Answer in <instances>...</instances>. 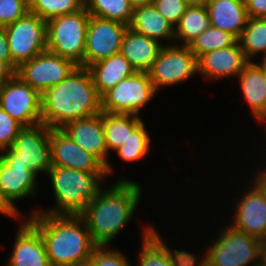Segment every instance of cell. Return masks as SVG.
I'll use <instances>...</instances> for the list:
<instances>
[{"mask_svg":"<svg viewBox=\"0 0 266 266\" xmlns=\"http://www.w3.org/2000/svg\"><path fill=\"white\" fill-rule=\"evenodd\" d=\"M259 263L266 266V238L260 241Z\"/></svg>","mask_w":266,"mask_h":266,"instance_id":"obj_42","label":"cell"},{"mask_svg":"<svg viewBox=\"0 0 266 266\" xmlns=\"http://www.w3.org/2000/svg\"><path fill=\"white\" fill-rule=\"evenodd\" d=\"M210 26L209 14L206 6H188L175 27V40L181 46H189L203 31Z\"/></svg>","mask_w":266,"mask_h":266,"instance_id":"obj_27","label":"cell"},{"mask_svg":"<svg viewBox=\"0 0 266 266\" xmlns=\"http://www.w3.org/2000/svg\"><path fill=\"white\" fill-rule=\"evenodd\" d=\"M188 6H207L209 0H186Z\"/></svg>","mask_w":266,"mask_h":266,"instance_id":"obj_44","label":"cell"},{"mask_svg":"<svg viewBox=\"0 0 266 266\" xmlns=\"http://www.w3.org/2000/svg\"><path fill=\"white\" fill-rule=\"evenodd\" d=\"M250 18H266V0H244Z\"/></svg>","mask_w":266,"mask_h":266,"instance_id":"obj_37","label":"cell"},{"mask_svg":"<svg viewBox=\"0 0 266 266\" xmlns=\"http://www.w3.org/2000/svg\"><path fill=\"white\" fill-rule=\"evenodd\" d=\"M15 71L5 62L0 61V82H5L9 80Z\"/></svg>","mask_w":266,"mask_h":266,"instance_id":"obj_41","label":"cell"},{"mask_svg":"<svg viewBox=\"0 0 266 266\" xmlns=\"http://www.w3.org/2000/svg\"><path fill=\"white\" fill-rule=\"evenodd\" d=\"M265 82H266V63H265ZM266 87V86H265ZM257 121L259 122H264L266 121V98L264 101V109L263 112L256 118Z\"/></svg>","mask_w":266,"mask_h":266,"instance_id":"obj_45","label":"cell"},{"mask_svg":"<svg viewBox=\"0 0 266 266\" xmlns=\"http://www.w3.org/2000/svg\"><path fill=\"white\" fill-rule=\"evenodd\" d=\"M248 63L239 42L202 55L198 60V73L209 80L237 77Z\"/></svg>","mask_w":266,"mask_h":266,"instance_id":"obj_20","label":"cell"},{"mask_svg":"<svg viewBox=\"0 0 266 266\" xmlns=\"http://www.w3.org/2000/svg\"><path fill=\"white\" fill-rule=\"evenodd\" d=\"M143 230L138 266H194V253L170 249L153 225Z\"/></svg>","mask_w":266,"mask_h":266,"instance_id":"obj_18","label":"cell"},{"mask_svg":"<svg viewBox=\"0 0 266 266\" xmlns=\"http://www.w3.org/2000/svg\"><path fill=\"white\" fill-rule=\"evenodd\" d=\"M23 126L0 107V152L11 148Z\"/></svg>","mask_w":266,"mask_h":266,"instance_id":"obj_36","label":"cell"},{"mask_svg":"<svg viewBox=\"0 0 266 266\" xmlns=\"http://www.w3.org/2000/svg\"><path fill=\"white\" fill-rule=\"evenodd\" d=\"M147 73L158 92L159 88L182 83L197 74V58L189 46L165 45Z\"/></svg>","mask_w":266,"mask_h":266,"instance_id":"obj_8","label":"cell"},{"mask_svg":"<svg viewBox=\"0 0 266 266\" xmlns=\"http://www.w3.org/2000/svg\"><path fill=\"white\" fill-rule=\"evenodd\" d=\"M241 49L248 62H253V57L262 53L261 61L266 60V18H250L242 34L238 38Z\"/></svg>","mask_w":266,"mask_h":266,"instance_id":"obj_28","label":"cell"},{"mask_svg":"<svg viewBox=\"0 0 266 266\" xmlns=\"http://www.w3.org/2000/svg\"><path fill=\"white\" fill-rule=\"evenodd\" d=\"M84 6V0H29V12L46 21L56 16L77 12Z\"/></svg>","mask_w":266,"mask_h":266,"instance_id":"obj_31","label":"cell"},{"mask_svg":"<svg viewBox=\"0 0 266 266\" xmlns=\"http://www.w3.org/2000/svg\"><path fill=\"white\" fill-rule=\"evenodd\" d=\"M25 219L16 232L7 266H50L40 232Z\"/></svg>","mask_w":266,"mask_h":266,"instance_id":"obj_19","label":"cell"},{"mask_svg":"<svg viewBox=\"0 0 266 266\" xmlns=\"http://www.w3.org/2000/svg\"><path fill=\"white\" fill-rule=\"evenodd\" d=\"M0 213L9 216V217H14L16 218H21V214L18 213L16 210H14L3 198V196L0 193Z\"/></svg>","mask_w":266,"mask_h":266,"instance_id":"obj_39","label":"cell"},{"mask_svg":"<svg viewBox=\"0 0 266 266\" xmlns=\"http://www.w3.org/2000/svg\"><path fill=\"white\" fill-rule=\"evenodd\" d=\"M77 67L71 60L45 51L22 63L15 74L42 95L64 80Z\"/></svg>","mask_w":266,"mask_h":266,"instance_id":"obj_11","label":"cell"},{"mask_svg":"<svg viewBox=\"0 0 266 266\" xmlns=\"http://www.w3.org/2000/svg\"><path fill=\"white\" fill-rule=\"evenodd\" d=\"M29 12V0H0V26L16 22Z\"/></svg>","mask_w":266,"mask_h":266,"instance_id":"obj_33","label":"cell"},{"mask_svg":"<svg viewBox=\"0 0 266 266\" xmlns=\"http://www.w3.org/2000/svg\"><path fill=\"white\" fill-rule=\"evenodd\" d=\"M4 30L15 72L22 63L47 50V21L34 13L28 12Z\"/></svg>","mask_w":266,"mask_h":266,"instance_id":"obj_7","label":"cell"},{"mask_svg":"<svg viewBox=\"0 0 266 266\" xmlns=\"http://www.w3.org/2000/svg\"><path fill=\"white\" fill-rule=\"evenodd\" d=\"M0 61L7 63L12 68V60L4 27L0 26Z\"/></svg>","mask_w":266,"mask_h":266,"instance_id":"obj_38","label":"cell"},{"mask_svg":"<svg viewBox=\"0 0 266 266\" xmlns=\"http://www.w3.org/2000/svg\"><path fill=\"white\" fill-rule=\"evenodd\" d=\"M217 239L205 248L201 261L195 255L194 266H251L259 264L260 240L231 225L221 229ZM249 264V266H250Z\"/></svg>","mask_w":266,"mask_h":266,"instance_id":"obj_5","label":"cell"},{"mask_svg":"<svg viewBox=\"0 0 266 266\" xmlns=\"http://www.w3.org/2000/svg\"><path fill=\"white\" fill-rule=\"evenodd\" d=\"M158 12L176 27L188 7L186 0H153Z\"/></svg>","mask_w":266,"mask_h":266,"instance_id":"obj_35","label":"cell"},{"mask_svg":"<svg viewBox=\"0 0 266 266\" xmlns=\"http://www.w3.org/2000/svg\"><path fill=\"white\" fill-rule=\"evenodd\" d=\"M90 14L85 6L77 12L47 21V51L84 67L85 40Z\"/></svg>","mask_w":266,"mask_h":266,"instance_id":"obj_6","label":"cell"},{"mask_svg":"<svg viewBox=\"0 0 266 266\" xmlns=\"http://www.w3.org/2000/svg\"><path fill=\"white\" fill-rule=\"evenodd\" d=\"M0 107L22 126L41 122V95L14 74L1 90Z\"/></svg>","mask_w":266,"mask_h":266,"instance_id":"obj_12","label":"cell"},{"mask_svg":"<svg viewBox=\"0 0 266 266\" xmlns=\"http://www.w3.org/2000/svg\"><path fill=\"white\" fill-rule=\"evenodd\" d=\"M143 123L142 118L134 114L103 112V128L108 155L123 146L129 136Z\"/></svg>","mask_w":266,"mask_h":266,"instance_id":"obj_26","label":"cell"},{"mask_svg":"<svg viewBox=\"0 0 266 266\" xmlns=\"http://www.w3.org/2000/svg\"><path fill=\"white\" fill-rule=\"evenodd\" d=\"M128 2L133 9L153 4V0H128Z\"/></svg>","mask_w":266,"mask_h":266,"instance_id":"obj_43","label":"cell"},{"mask_svg":"<svg viewBox=\"0 0 266 266\" xmlns=\"http://www.w3.org/2000/svg\"><path fill=\"white\" fill-rule=\"evenodd\" d=\"M101 113V98L88 68L77 66L41 95V122L51 129Z\"/></svg>","mask_w":266,"mask_h":266,"instance_id":"obj_1","label":"cell"},{"mask_svg":"<svg viewBox=\"0 0 266 266\" xmlns=\"http://www.w3.org/2000/svg\"><path fill=\"white\" fill-rule=\"evenodd\" d=\"M266 168L262 170L261 172H256L254 175V179L252 178L253 183L261 190V192L266 197Z\"/></svg>","mask_w":266,"mask_h":266,"instance_id":"obj_40","label":"cell"},{"mask_svg":"<svg viewBox=\"0 0 266 266\" xmlns=\"http://www.w3.org/2000/svg\"><path fill=\"white\" fill-rule=\"evenodd\" d=\"M250 185L235 203L234 220L229 225L261 241L266 238V197L253 182Z\"/></svg>","mask_w":266,"mask_h":266,"instance_id":"obj_17","label":"cell"},{"mask_svg":"<svg viewBox=\"0 0 266 266\" xmlns=\"http://www.w3.org/2000/svg\"><path fill=\"white\" fill-rule=\"evenodd\" d=\"M70 266H94V265H93L92 261L89 259V260H86V261H83L80 263L72 264Z\"/></svg>","mask_w":266,"mask_h":266,"instance_id":"obj_46","label":"cell"},{"mask_svg":"<svg viewBox=\"0 0 266 266\" xmlns=\"http://www.w3.org/2000/svg\"><path fill=\"white\" fill-rule=\"evenodd\" d=\"M108 248V246H96L93 249L90 260L94 266H131L122 252Z\"/></svg>","mask_w":266,"mask_h":266,"instance_id":"obj_34","label":"cell"},{"mask_svg":"<svg viewBox=\"0 0 266 266\" xmlns=\"http://www.w3.org/2000/svg\"><path fill=\"white\" fill-rule=\"evenodd\" d=\"M128 28L160 43L175 39V27L168 22L153 4L133 9Z\"/></svg>","mask_w":266,"mask_h":266,"instance_id":"obj_24","label":"cell"},{"mask_svg":"<svg viewBox=\"0 0 266 266\" xmlns=\"http://www.w3.org/2000/svg\"><path fill=\"white\" fill-rule=\"evenodd\" d=\"M119 179L107 190L102 187L80 214L96 246H110L108 243L131 221L140 203L141 185Z\"/></svg>","mask_w":266,"mask_h":266,"instance_id":"obj_2","label":"cell"},{"mask_svg":"<svg viewBox=\"0 0 266 266\" xmlns=\"http://www.w3.org/2000/svg\"><path fill=\"white\" fill-rule=\"evenodd\" d=\"M128 26L90 15L84 53V67L108 58L121 50Z\"/></svg>","mask_w":266,"mask_h":266,"instance_id":"obj_13","label":"cell"},{"mask_svg":"<svg viewBox=\"0 0 266 266\" xmlns=\"http://www.w3.org/2000/svg\"><path fill=\"white\" fill-rule=\"evenodd\" d=\"M163 46L164 44L159 41L127 28L122 40L120 53L137 72H147Z\"/></svg>","mask_w":266,"mask_h":266,"instance_id":"obj_21","label":"cell"},{"mask_svg":"<svg viewBox=\"0 0 266 266\" xmlns=\"http://www.w3.org/2000/svg\"><path fill=\"white\" fill-rule=\"evenodd\" d=\"M51 180L55 207L48 210H34L31 214L80 215L95 198L102 186L106 173H90L71 168L51 166L47 172Z\"/></svg>","mask_w":266,"mask_h":266,"instance_id":"obj_4","label":"cell"},{"mask_svg":"<svg viewBox=\"0 0 266 266\" xmlns=\"http://www.w3.org/2000/svg\"><path fill=\"white\" fill-rule=\"evenodd\" d=\"M49 143L52 166L106 173L105 166L94 155L74 143L62 129H50Z\"/></svg>","mask_w":266,"mask_h":266,"instance_id":"obj_15","label":"cell"},{"mask_svg":"<svg viewBox=\"0 0 266 266\" xmlns=\"http://www.w3.org/2000/svg\"><path fill=\"white\" fill-rule=\"evenodd\" d=\"M156 93L148 73L136 72L100 97L101 112L139 116L142 107L151 101Z\"/></svg>","mask_w":266,"mask_h":266,"instance_id":"obj_9","label":"cell"},{"mask_svg":"<svg viewBox=\"0 0 266 266\" xmlns=\"http://www.w3.org/2000/svg\"><path fill=\"white\" fill-rule=\"evenodd\" d=\"M28 218L41 234L50 266H70L90 259L96 245L80 215L35 213Z\"/></svg>","mask_w":266,"mask_h":266,"instance_id":"obj_3","label":"cell"},{"mask_svg":"<svg viewBox=\"0 0 266 266\" xmlns=\"http://www.w3.org/2000/svg\"><path fill=\"white\" fill-rule=\"evenodd\" d=\"M238 42V38L232 33L209 26L189 45L197 60L204 54L217 49H223Z\"/></svg>","mask_w":266,"mask_h":266,"instance_id":"obj_30","label":"cell"},{"mask_svg":"<svg viewBox=\"0 0 266 266\" xmlns=\"http://www.w3.org/2000/svg\"><path fill=\"white\" fill-rule=\"evenodd\" d=\"M85 8L91 16L129 25L133 8L128 0H86Z\"/></svg>","mask_w":266,"mask_h":266,"instance_id":"obj_29","label":"cell"},{"mask_svg":"<svg viewBox=\"0 0 266 266\" xmlns=\"http://www.w3.org/2000/svg\"><path fill=\"white\" fill-rule=\"evenodd\" d=\"M74 143L94 155L104 166L106 175L113 172L108 162V148L103 128V112L98 115L67 123L61 128Z\"/></svg>","mask_w":266,"mask_h":266,"instance_id":"obj_16","label":"cell"},{"mask_svg":"<svg viewBox=\"0 0 266 266\" xmlns=\"http://www.w3.org/2000/svg\"><path fill=\"white\" fill-rule=\"evenodd\" d=\"M50 129L43 123L23 126L14 139L12 149L16 160L28 164L35 173H46L51 168Z\"/></svg>","mask_w":266,"mask_h":266,"instance_id":"obj_14","label":"cell"},{"mask_svg":"<svg viewBox=\"0 0 266 266\" xmlns=\"http://www.w3.org/2000/svg\"><path fill=\"white\" fill-rule=\"evenodd\" d=\"M37 176L28 164L16 160V152L12 148L0 152V193L18 213L15 202L37 194Z\"/></svg>","mask_w":266,"mask_h":266,"instance_id":"obj_10","label":"cell"},{"mask_svg":"<svg viewBox=\"0 0 266 266\" xmlns=\"http://www.w3.org/2000/svg\"><path fill=\"white\" fill-rule=\"evenodd\" d=\"M88 69L100 97L137 72L120 52L90 65Z\"/></svg>","mask_w":266,"mask_h":266,"instance_id":"obj_23","label":"cell"},{"mask_svg":"<svg viewBox=\"0 0 266 266\" xmlns=\"http://www.w3.org/2000/svg\"><path fill=\"white\" fill-rule=\"evenodd\" d=\"M144 124L145 122L129 136L122 147L115 151L121 160L126 162L139 161L145 159L149 152H151V138Z\"/></svg>","mask_w":266,"mask_h":266,"instance_id":"obj_32","label":"cell"},{"mask_svg":"<svg viewBox=\"0 0 266 266\" xmlns=\"http://www.w3.org/2000/svg\"><path fill=\"white\" fill-rule=\"evenodd\" d=\"M3 84L4 82H0V97H1V90H2Z\"/></svg>","mask_w":266,"mask_h":266,"instance_id":"obj_47","label":"cell"},{"mask_svg":"<svg viewBox=\"0 0 266 266\" xmlns=\"http://www.w3.org/2000/svg\"><path fill=\"white\" fill-rule=\"evenodd\" d=\"M237 78L243 97L256 119L263 112L266 98L265 62H248Z\"/></svg>","mask_w":266,"mask_h":266,"instance_id":"obj_25","label":"cell"},{"mask_svg":"<svg viewBox=\"0 0 266 266\" xmlns=\"http://www.w3.org/2000/svg\"><path fill=\"white\" fill-rule=\"evenodd\" d=\"M206 7L210 26L228 31L239 38L248 20L244 0H209Z\"/></svg>","mask_w":266,"mask_h":266,"instance_id":"obj_22","label":"cell"}]
</instances>
